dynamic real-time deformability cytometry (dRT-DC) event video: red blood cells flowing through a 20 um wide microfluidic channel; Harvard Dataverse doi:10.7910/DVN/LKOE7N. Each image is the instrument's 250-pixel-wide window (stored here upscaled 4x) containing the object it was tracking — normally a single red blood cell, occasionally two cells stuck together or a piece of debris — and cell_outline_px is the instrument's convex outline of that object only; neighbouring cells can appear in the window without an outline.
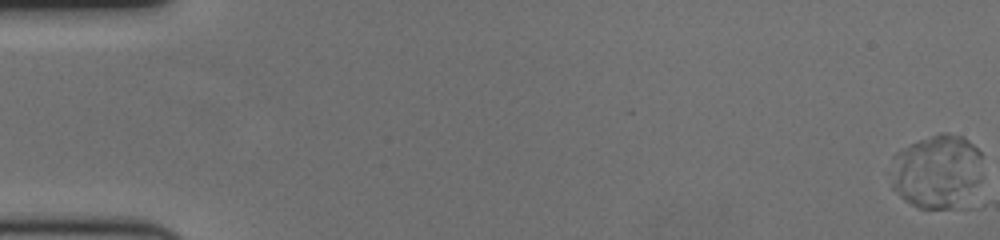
{"species": "human", "species_latin": "Homo sapiens", "temperature_condition": "cold", "stored_images_in_passage": 63, "camera_frame_rate_fps": 3000, "um_per_image_px": 0.085, "donor": {"sex": "female"}, "frame": {"image": 1, "passage_image": 1, "time_ms": 0.0, "image_size_px": [1000, 240], "cell_outline_px": [[980, 180], [968, 208], [920, 208], [904, 200], [892, 188], [892, 156], [896, 152], [920, 140], [940, 132], [948, 132], [964, 136], [980, 152]], "centroid_in_image_um": [79.68, 14.61], "position_along_channel_um": 5.3, "area_um2": 40.17}}
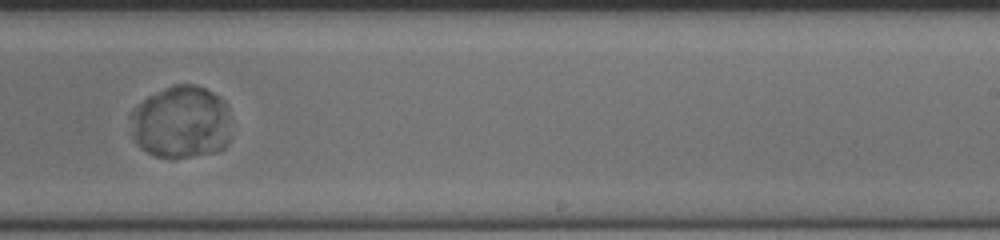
{"frame": {"image": 2, "passage_image": 41, "time_ms": 13.333, "image_size_px": [1000, 240], "cell_outline_px": [[232, 136], [228, 144], [224, 148], [216, 152], [172, 160], [156, 156], [140, 148], [136, 140], [128, 116], [132, 108], [148, 96], [172, 84], [192, 84], [204, 88], [220, 96], [228, 104]], "centroid_in_image_um": [15.43, 10.4], "position_along_channel_um": 273.6, "area_um2": 43.81}}
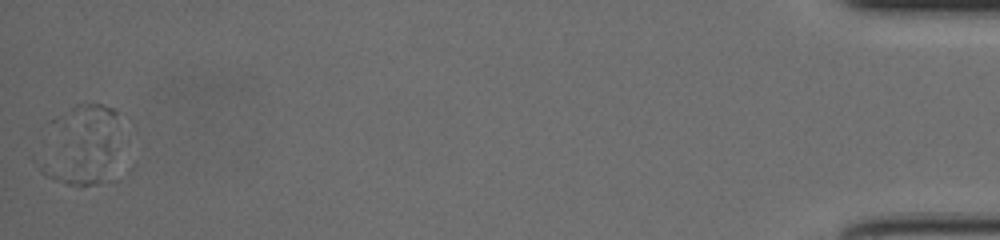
{"frame": {"image": 3, "passage_image": 63, "time_ms": 20.667, "image_size_px": [1000, 240], "cell_outline_px": [[136, 168], [128, 176], [116, 180], [80, 188], [64, 184], [44, 176], [40, 172], [32, 160], [32, 156], [52, 120], [76, 104], [104, 104], [112, 108], [116, 112], [136, 160]], "centroid_in_image_um": [7.24, 12.55], "position_along_channel_um": 428.0, "area_um2": 46.01}, "authors_computed_cell_mechanics": {"area_um2": 43.8124, "velocity_mm_per_s": 3.3506, "shape_relaxation_time_tau1_ms": 1.9672, "shape_relaxation_time_tau2_ms": null, "deformation_change_tau1": 0.0583, "deformation_change_tau2": null}}